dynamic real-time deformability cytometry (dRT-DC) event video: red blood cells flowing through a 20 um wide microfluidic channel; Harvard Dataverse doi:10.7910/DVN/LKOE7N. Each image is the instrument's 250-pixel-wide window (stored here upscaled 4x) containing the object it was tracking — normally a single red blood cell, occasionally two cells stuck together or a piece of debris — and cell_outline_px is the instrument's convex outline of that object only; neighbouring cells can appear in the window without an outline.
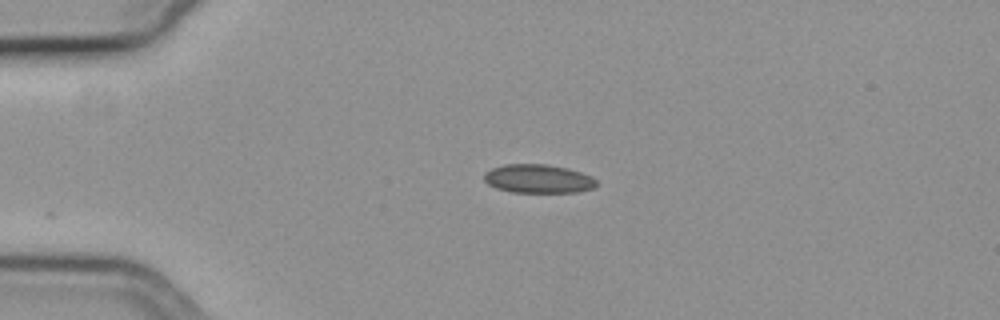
{"species": "common noctule bat (a hibernating species)", "species_latin": "Nyctalus noctula", "temperature_condition": "cold", "stored_images_in_passage": 23, "camera_frame_rate_fps": 3000, "um_per_image_px": 0.085, "animal": {"sex": "female", "body_mass_g": 19.3, "forearm_length_mm": 54.1}, "frame": {"image": 1, "passage_image": 1, "time_ms": 0.0, "image_size_px": [1000, 320], "cell_outline_px": [[596, 184], [592, 188], [576, 192], [512, 192], [496, 188], [488, 184], [484, 180], [484, 172], [492, 168], [504, 164], [548, 164], [568, 168], [592, 176], [596, 180]], "centroid_in_image_um": [45.72, 15.18], "position_along_channel_um": 39.3, "area_um2": 18.79}}
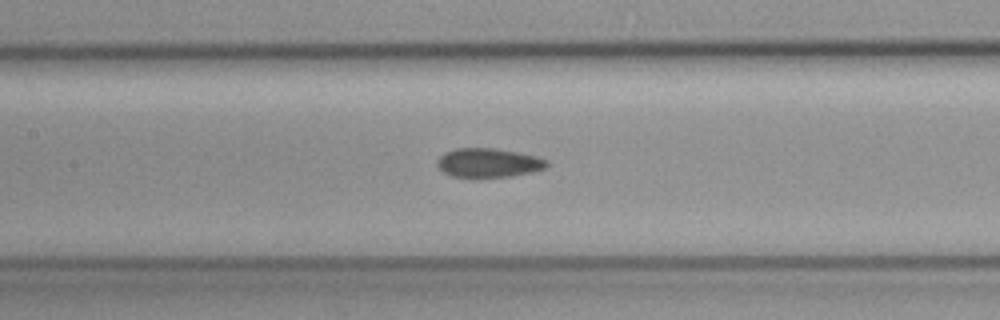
{"frame": {"image": 2, "passage_image": 14, "time_ms": 4.333, "image_size_px": [1000, 320], "cell_outline_px": [[548, 164], [544, 168], [532, 172], [512, 176], [468, 180], [452, 176], [444, 172], [436, 164], [436, 160], [444, 152], [456, 148], [496, 148], [520, 152], [536, 156], [548, 160]], "centroid_in_image_um": [41.48, 13.87], "position_along_channel_um": 165.9, "area_um2": 19.31}}
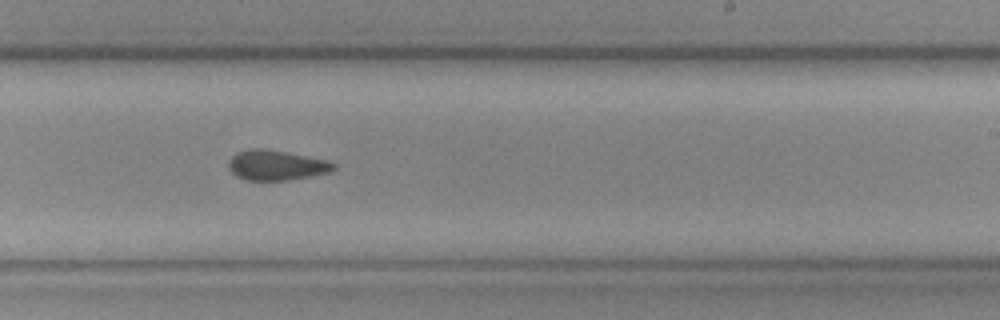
{"frame": {"image": 3, "passage_image": 22, "time_ms": 7.0, "image_size_px": [1000, 320], "cell_outline_px": [[336, 168], [332, 172], [312, 176], [288, 180], [244, 180], [236, 176], [228, 168], [228, 160], [236, 152], [252, 148], [264, 148], [328, 160], [336, 164]], "centroid_in_image_um": [23.49, 14.04], "position_along_channel_um": 265.5, "area_um2": 18.61}}